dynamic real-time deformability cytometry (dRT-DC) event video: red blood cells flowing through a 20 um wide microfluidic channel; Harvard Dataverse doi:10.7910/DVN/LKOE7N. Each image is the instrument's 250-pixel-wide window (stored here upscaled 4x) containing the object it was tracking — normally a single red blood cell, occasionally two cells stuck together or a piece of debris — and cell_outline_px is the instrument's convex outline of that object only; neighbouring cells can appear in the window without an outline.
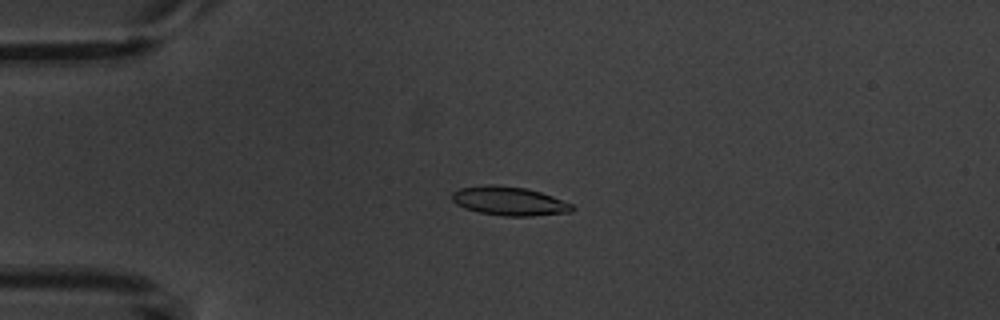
{"species": "common noctule bat (a hibernating species)", "species_latin": "Nyctalus noctula", "temperature_condition": "warm", "stored_images_in_passage": 8, "camera_frame_rate_fps": 3000, "um_per_image_px": 0.085, "animal": {"sex": "male", "body_mass_g": 20.1, "forearm_length_mm": 53.5}, "frame": {"image": 1, "passage_image": 3, "time_ms": 3.0, "image_size_px": [1000, 320], "cell_outline_px": [[576, 208], [572, 212], [532, 216], [504, 216], [480, 212], [464, 208], [456, 204], [452, 200], [452, 192], [460, 188], [488, 184], [496, 184], [524, 188], [540, 192], [552, 196], [572, 204]], "centroid_in_image_um": [43.29, 17.09], "position_along_channel_um": 41.7, "area_um2": 20.23}}
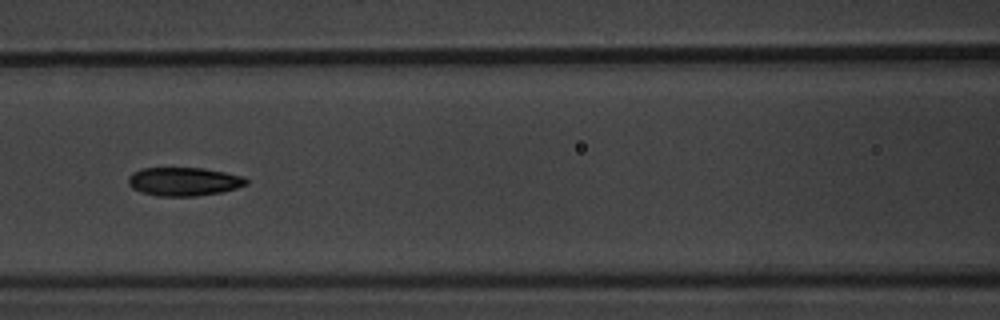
{"frame": {"image": 2, "passage_image": 6, "time_ms": 6.667, "image_size_px": [1000, 320], "cell_outline_px": [[248, 184], [236, 188], [220, 192], [196, 196], [156, 196], [140, 192], [132, 188], [128, 184], [128, 176], [132, 172], [140, 168], [204, 168], [244, 176], [248, 180]], "centroid_in_image_um": [15.6, 15.43], "position_along_channel_um": 151.0, "area_um2": 19.77}}
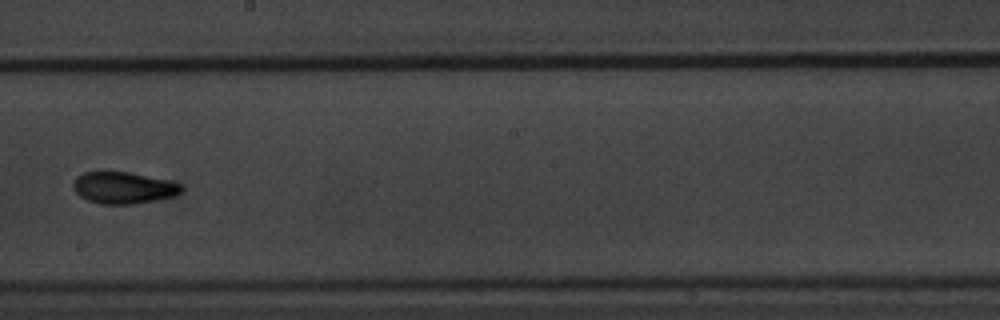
{"frame": {"image": 3, "passage_image": 8, "time_ms": 9.0, "image_size_px": [1000, 320], "cell_outline_px": [[184, 188], [180, 192], [172, 196], [156, 200], [132, 204], [100, 204], [88, 200], [80, 196], [72, 188], [72, 184], [76, 176], [84, 172], [128, 172], [168, 180], [180, 184]], "centroid_in_image_um": [10.46, 15.96], "position_along_channel_um": 237.7, "area_um2": 19.88}}